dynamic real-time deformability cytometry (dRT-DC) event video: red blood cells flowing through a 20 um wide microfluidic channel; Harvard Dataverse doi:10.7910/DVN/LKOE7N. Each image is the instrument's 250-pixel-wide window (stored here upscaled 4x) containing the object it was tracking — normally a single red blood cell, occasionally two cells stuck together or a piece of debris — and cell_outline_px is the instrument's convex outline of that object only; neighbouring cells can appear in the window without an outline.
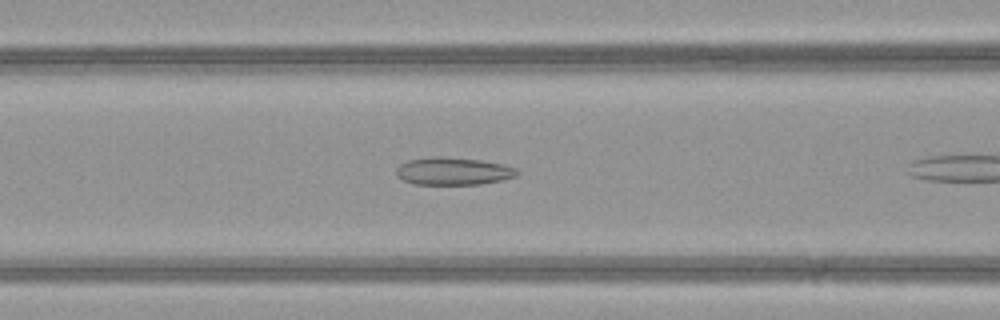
{"species": "common noctule bat (a hibernating species)", "species_latin": "Nyctalus noctula", "temperature_condition": "warm", "stored_images_in_passage": 8, "camera_frame_rate_fps": 3000, "um_per_image_px": 0.085, "animal": {"sex": "female", "body_mass_g": 21.9}, "frame": {"image": 1, "passage_image": 7, "time_ms": 2.0, "image_size_px": [1000, 320], "cell_outline_px": [[520, 172], [516, 176], [500, 180], [480, 184], [412, 184], [396, 176], [396, 168], [400, 164], [408, 160], [436, 156], [444, 156], [480, 160], [504, 164], [516, 168]], "centroid_in_image_um": [38.51, 14.54], "position_along_channel_um": 128.1, "area_um2": 19.48}}